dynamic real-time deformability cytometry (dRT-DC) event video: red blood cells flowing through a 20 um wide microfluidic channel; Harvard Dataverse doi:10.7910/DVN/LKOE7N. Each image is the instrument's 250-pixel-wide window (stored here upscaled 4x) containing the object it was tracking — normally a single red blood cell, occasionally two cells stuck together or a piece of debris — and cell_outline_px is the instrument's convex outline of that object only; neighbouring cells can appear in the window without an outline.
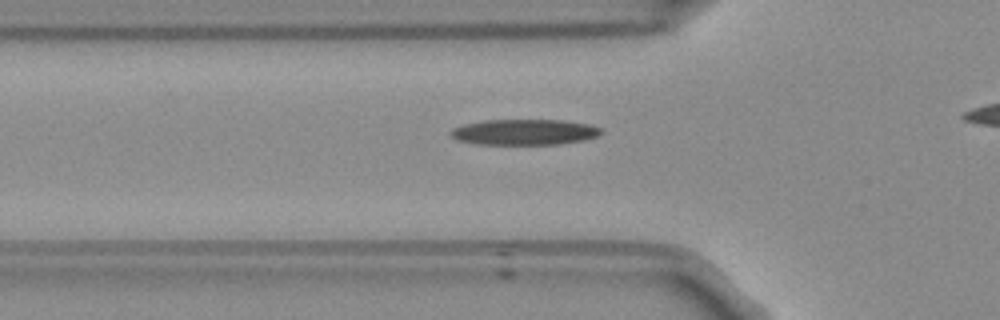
{"species": "Egyptian fruit bat (a non-hibernating species)", "species_latin": "Rousettus aegyptiacus", "temperature_condition": "room temperature", "stored_images_in_passage": 34, "camera_frame_rate_fps": 3000, "um_per_image_px": 0.085, "frame": {"image": 1, "passage_image": 8, "time_ms": 2.333, "image_size_px": [1000, 320], "cell_outline_px": [[604, 132], [596, 136], [584, 140], [560, 144], [476, 144], [456, 140], [448, 132], [452, 128], [464, 124], [484, 120], [564, 120], [588, 124], [600, 128]], "centroid_in_image_um": [44.55, 11.22], "position_along_channel_um": 81.3, "area_um2": 22.6}}
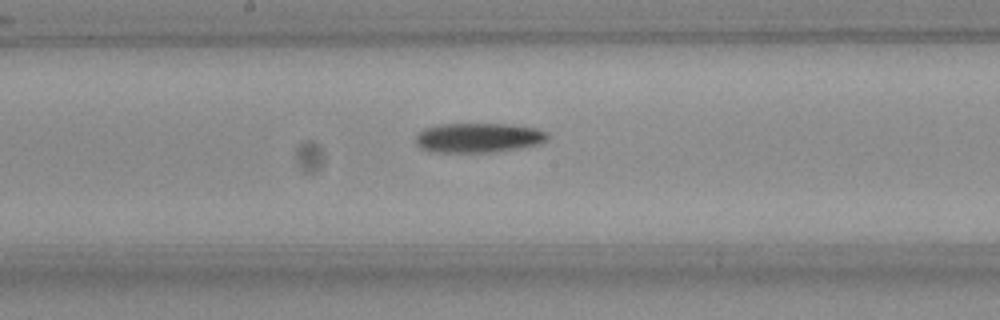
{"frame": {"image": 2, "passage_image": 18, "time_ms": 5.667, "image_size_px": [1000, 320], "cell_outline_px": [[548, 140], [540, 144], [520, 148], [496, 152], [436, 152], [420, 148], [416, 144], [416, 136], [424, 128], [440, 124], [512, 124], [536, 128], [544, 132], [548, 136]], "centroid_in_image_um": [40.68, 11.71], "position_along_channel_um": 207.5, "area_um2": 22.83}}
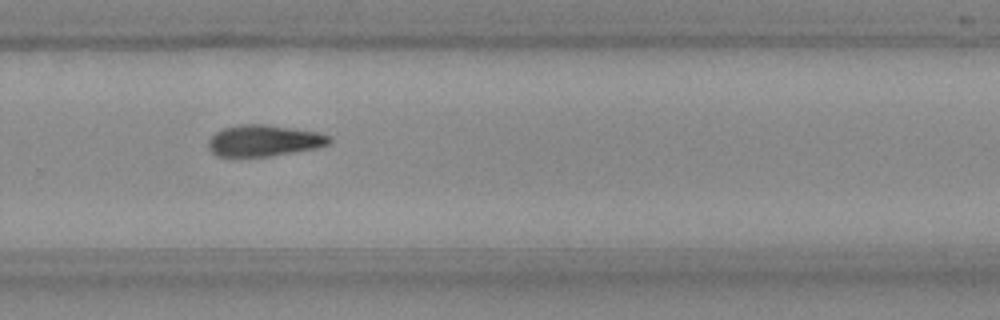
{"frame": {"image": 3, "passage_image": 26, "time_ms": 8.333, "image_size_px": [1000, 320], "cell_outline_px": [[332, 140], [328, 144], [316, 148], [272, 156], [216, 156], [208, 148], [208, 140], [216, 132], [224, 128], [244, 124], [260, 124], [316, 132], [332, 136]], "centroid_in_image_um": [22.43, 11.96], "position_along_channel_um": 307.4, "area_um2": 21.79}}